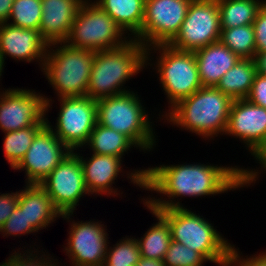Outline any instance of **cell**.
<instances>
[{
  "instance_id": "4fadbf2b",
  "label": "cell",
  "mask_w": 266,
  "mask_h": 266,
  "mask_svg": "<svg viewBox=\"0 0 266 266\" xmlns=\"http://www.w3.org/2000/svg\"><path fill=\"white\" fill-rule=\"evenodd\" d=\"M39 185L61 215L76 212L74 210L81 198L90 196L79 155L75 151H70Z\"/></svg>"
},
{
  "instance_id": "f546056e",
  "label": "cell",
  "mask_w": 266,
  "mask_h": 266,
  "mask_svg": "<svg viewBox=\"0 0 266 266\" xmlns=\"http://www.w3.org/2000/svg\"><path fill=\"white\" fill-rule=\"evenodd\" d=\"M119 240L111 246L109 243L102 265L135 266L141 258L136 238L126 235L125 238Z\"/></svg>"
},
{
  "instance_id": "9a60e30c",
  "label": "cell",
  "mask_w": 266,
  "mask_h": 266,
  "mask_svg": "<svg viewBox=\"0 0 266 266\" xmlns=\"http://www.w3.org/2000/svg\"><path fill=\"white\" fill-rule=\"evenodd\" d=\"M69 152L70 150L45 124L13 170L25 172L26 184H40Z\"/></svg>"
},
{
  "instance_id": "ba28073f",
  "label": "cell",
  "mask_w": 266,
  "mask_h": 266,
  "mask_svg": "<svg viewBox=\"0 0 266 266\" xmlns=\"http://www.w3.org/2000/svg\"><path fill=\"white\" fill-rule=\"evenodd\" d=\"M130 40L107 12L92 0H85L65 43L73 48L98 52L122 47Z\"/></svg>"
},
{
  "instance_id": "ee69618b",
  "label": "cell",
  "mask_w": 266,
  "mask_h": 266,
  "mask_svg": "<svg viewBox=\"0 0 266 266\" xmlns=\"http://www.w3.org/2000/svg\"><path fill=\"white\" fill-rule=\"evenodd\" d=\"M258 149H266V138H265L264 142L260 145V147Z\"/></svg>"
},
{
  "instance_id": "8992f818",
  "label": "cell",
  "mask_w": 266,
  "mask_h": 266,
  "mask_svg": "<svg viewBox=\"0 0 266 266\" xmlns=\"http://www.w3.org/2000/svg\"><path fill=\"white\" fill-rule=\"evenodd\" d=\"M154 52L157 53L156 60H153ZM147 66L156 70L160 87L168 100L169 109L161 112L162 115L159 112V120L180 100L202 87L194 52L176 50L168 44L154 45L147 48Z\"/></svg>"
},
{
  "instance_id": "7c38bea8",
  "label": "cell",
  "mask_w": 266,
  "mask_h": 266,
  "mask_svg": "<svg viewBox=\"0 0 266 266\" xmlns=\"http://www.w3.org/2000/svg\"><path fill=\"white\" fill-rule=\"evenodd\" d=\"M73 215L74 213H67L61 216L63 220L70 222L67 243L63 246V251L70 262L69 265L102 266L110 242L107 226L96 219L75 222L71 218L74 217Z\"/></svg>"
},
{
  "instance_id": "ac0fdd59",
  "label": "cell",
  "mask_w": 266,
  "mask_h": 266,
  "mask_svg": "<svg viewBox=\"0 0 266 266\" xmlns=\"http://www.w3.org/2000/svg\"><path fill=\"white\" fill-rule=\"evenodd\" d=\"M75 152L79 155L85 185L90 196L106 195L107 197H118L119 195L121 197V191H119L118 188H115L113 184L116 183L115 180L117 181L119 176L122 175L123 177L126 172L122 167L124 162L123 158L93 153L89 154L91 157L86 156V158H84L80 152L77 150H75Z\"/></svg>"
},
{
  "instance_id": "83f0119b",
  "label": "cell",
  "mask_w": 266,
  "mask_h": 266,
  "mask_svg": "<svg viewBox=\"0 0 266 266\" xmlns=\"http://www.w3.org/2000/svg\"><path fill=\"white\" fill-rule=\"evenodd\" d=\"M42 127L30 126L4 133L3 151L10 168L14 169L19 164Z\"/></svg>"
},
{
  "instance_id": "7402d4cb",
  "label": "cell",
  "mask_w": 266,
  "mask_h": 266,
  "mask_svg": "<svg viewBox=\"0 0 266 266\" xmlns=\"http://www.w3.org/2000/svg\"><path fill=\"white\" fill-rule=\"evenodd\" d=\"M134 39L142 29L145 0H92Z\"/></svg>"
},
{
  "instance_id": "d6a6232c",
  "label": "cell",
  "mask_w": 266,
  "mask_h": 266,
  "mask_svg": "<svg viewBox=\"0 0 266 266\" xmlns=\"http://www.w3.org/2000/svg\"><path fill=\"white\" fill-rule=\"evenodd\" d=\"M37 231L31 226L27 221L24 212H22L18 207L13 211V213L7 218L3 227L0 229V234L4 237H21L29 234H34Z\"/></svg>"
},
{
  "instance_id": "3957f363",
  "label": "cell",
  "mask_w": 266,
  "mask_h": 266,
  "mask_svg": "<svg viewBox=\"0 0 266 266\" xmlns=\"http://www.w3.org/2000/svg\"><path fill=\"white\" fill-rule=\"evenodd\" d=\"M144 68H148L147 47L134 39L122 47L95 52L86 96L99 100L130 92L126 81Z\"/></svg>"
},
{
  "instance_id": "f35d334b",
  "label": "cell",
  "mask_w": 266,
  "mask_h": 266,
  "mask_svg": "<svg viewBox=\"0 0 266 266\" xmlns=\"http://www.w3.org/2000/svg\"><path fill=\"white\" fill-rule=\"evenodd\" d=\"M14 0H0V24L7 23Z\"/></svg>"
},
{
  "instance_id": "5b68a950",
  "label": "cell",
  "mask_w": 266,
  "mask_h": 266,
  "mask_svg": "<svg viewBox=\"0 0 266 266\" xmlns=\"http://www.w3.org/2000/svg\"><path fill=\"white\" fill-rule=\"evenodd\" d=\"M137 93L130 91L97 100V120L98 124L127 136L140 152L146 153L153 151L158 139L152 117Z\"/></svg>"
},
{
  "instance_id": "4dcf8cb0",
  "label": "cell",
  "mask_w": 266,
  "mask_h": 266,
  "mask_svg": "<svg viewBox=\"0 0 266 266\" xmlns=\"http://www.w3.org/2000/svg\"><path fill=\"white\" fill-rule=\"evenodd\" d=\"M163 262L165 266H204L208 261L199 252L171 240Z\"/></svg>"
},
{
  "instance_id": "603a6c76",
  "label": "cell",
  "mask_w": 266,
  "mask_h": 266,
  "mask_svg": "<svg viewBox=\"0 0 266 266\" xmlns=\"http://www.w3.org/2000/svg\"><path fill=\"white\" fill-rule=\"evenodd\" d=\"M257 74L253 59L240 58L221 78L216 88L232 101L246 99Z\"/></svg>"
},
{
  "instance_id": "f1b7e54d",
  "label": "cell",
  "mask_w": 266,
  "mask_h": 266,
  "mask_svg": "<svg viewBox=\"0 0 266 266\" xmlns=\"http://www.w3.org/2000/svg\"><path fill=\"white\" fill-rule=\"evenodd\" d=\"M41 17V0H14L7 23L39 31Z\"/></svg>"
},
{
  "instance_id": "5bb4252c",
  "label": "cell",
  "mask_w": 266,
  "mask_h": 266,
  "mask_svg": "<svg viewBox=\"0 0 266 266\" xmlns=\"http://www.w3.org/2000/svg\"><path fill=\"white\" fill-rule=\"evenodd\" d=\"M192 0H145L141 32L134 38L144 47L168 44L179 32Z\"/></svg>"
},
{
  "instance_id": "9c48e42d",
  "label": "cell",
  "mask_w": 266,
  "mask_h": 266,
  "mask_svg": "<svg viewBox=\"0 0 266 266\" xmlns=\"http://www.w3.org/2000/svg\"><path fill=\"white\" fill-rule=\"evenodd\" d=\"M59 112L55 126L46 117V124L58 139L70 150L75 151L87 144L97 120V100L88 96L57 98Z\"/></svg>"
},
{
  "instance_id": "44dd1931",
  "label": "cell",
  "mask_w": 266,
  "mask_h": 266,
  "mask_svg": "<svg viewBox=\"0 0 266 266\" xmlns=\"http://www.w3.org/2000/svg\"><path fill=\"white\" fill-rule=\"evenodd\" d=\"M194 54L201 84L210 87H216L223 75L240 59L221 41L198 49Z\"/></svg>"
},
{
  "instance_id": "e0dca14e",
  "label": "cell",
  "mask_w": 266,
  "mask_h": 266,
  "mask_svg": "<svg viewBox=\"0 0 266 266\" xmlns=\"http://www.w3.org/2000/svg\"><path fill=\"white\" fill-rule=\"evenodd\" d=\"M48 47L49 44L37 30L10 23L0 24V56L4 65L5 59L11 57L17 62H37L41 70Z\"/></svg>"
},
{
  "instance_id": "2e32d148",
  "label": "cell",
  "mask_w": 266,
  "mask_h": 266,
  "mask_svg": "<svg viewBox=\"0 0 266 266\" xmlns=\"http://www.w3.org/2000/svg\"><path fill=\"white\" fill-rule=\"evenodd\" d=\"M225 135L239 138L252 155L266 138V109L247 99L233 100Z\"/></svg>"
},
{
  "instance_id": "d590c367",
  "label": "cell",
  "mask_w": 266,
  "mask_h": 266,
  "mask_svg": "<svg viewBox=\"0 0 266 266\" xmlns=\"http://www.w3.org/2000/svg\"><path fill=\"white\" fill-rule=\"evenodd\" d=\"M262 252V253H261ZM259 254H254L248 257L240 253L239 248L233 245L230 258V266H266V250Z\"/></svg>"
},
{
  "instance_id": "6da1fadb",
  "label": "cell",
  "mask_w": 266,
  "mask_h": 266,
  "mask_svg": "<svg viewBox=\"0 0 266 266\" xmlns=\"http://www.w3.org/2000/svg\"><path fill=\"white\" fill-rule=\"evenodd\" d=\"M126 174L133 186L160 194L158 199L157 196L155 198L150 195L141 199V202L153 210L184 208L180 201L184 197H214L241 188L240 166L237 165L219 166L200 162L162 164L139 170L131 169Z\"/></svg>"
},
{
  "instance_id": "cb8c5ba5",
  "label": "cell",
  "mask_w": 266,
  "mask_h": 266,
  "mask_svg": "<svg viewBox=\"0 0 266 266\" xmlns=\"http://www.w3.org/2000/svg\"><path fill=\"white\" fill-rule=\"evenodd\" d=\"M143 205L156 217L157 222L152 224L142 237H137L140 255L147 259L163 260L172 240L170 226L157 211L149 208L144 202Z\"/></svg>"
},
{
  "instance_id": "74e56055",
  "label": "cell",
  "mask_w": 266,
  "mask_h": 266,
  "mask_svg": "<svg viewBox=\"0 0 266 266\" xmlns=\"http://www.w3.org/2000/svg\"><path fill=\"white\" fill-rule=\"evenodd\" d=\"M10 192L0 193V229L18 206L19 191Z\"/></svg>"
},
{
  "instance_id": "ab89813d",
  "label": "cell",
  "mask_w": 266,
  "mask_h": 266,
  "mask_svg": "<svg viewBox=\"0 0 266 266\" xmlns=\"http://www.w3.org/2000/svg\"><path fill=\"white\" fill-rule=\"evenodd\" d=\"M253 60L255 62L257 73L266 76V52L256 53Z\"/></svg>"
},
{
  "instance_id": "ffe728a7",
  "label": "cell",
  "mask_w": 266,
  "mask_h": 266,
  "mask_svg": "<svg viewBox=\"0 0 266 266\" xmlns=\"http://www.w3.org/2000/svg\"><path fill=\"white\" fill-rule=\"evenodd\" d=\"M23 188L19 190L17 207L24 212L27 221L37 233L61 218V213L39 184H25Z\"/></svg>"
},
{
  "instance_id": "484cf974",
  "label": "cell",
  "mask_w": 266,
  "mask_h": 266,
  "mask_svg": "<svg viewBox=\"0 0 266 266\" xmlns=\"http://www.w3.org/2000/svg\"><path fill=\"white\" fill-rule=\"evenodd\" d=\"M265 0H218L220 27L233 28L253 24Z\"/></svg>"
},
{
  "instance_id": "836d02e7",
  "label": "cell",
  "mask_w": 266,
  "mask_h": 266,
  "mask_svg": "<svg viewBox=\"0 0 266 266\" xmlns=\"http://www.w3.org/2000/svg\"><path fill=\"white\" fill-rule=\"evenodd\" d=\"M251 156L254 157L256 163L260 164V167L256 169L240 167L241 189L244 187L248 188L250 185L253 186L257 180L259 181L258 178L261 177V172L266 173V149H257Z\"/></svg>"
},
{
  "instance_id": "8fae6325",
  "label": "cell",
  "mask_w": 266,
  "mask_h": 266,
  "mask_svg": "<svg viewBox=\"0 0 266 266\" xmlns=\"http://www.w3.org/2000/svg\"><path fill=\"white\" fill-rule=\"evenodd\" d=\"M218 0H192L176 36L168 45L176 50L195 52L220 41Z\"/></svg>"
},
{
  "instance_id": "d4e9b609",
  "label": "cell",
  "mask_w": 266,
  "mask_h": 266,
  "mask_svg": "<svg viewBox=\"0 0 266 266\" xmlns=\"http://www.w3.org/2000/svg\"><path fill=\"white\" fill-rule=\"evenodd\" d=\"M133 147L138 149L127 136L97 123L84 149L89 148L93 154L111 155L124 159L125 154H128Z\"/></svg>"
},
{
  "instance_id": "277c9868",
  "label": "cell",
  "mask_w": 266,
  "mask_h": 266,
  "mask_svg": "<svg viewBox=\"0 0 266 266\" xmlns=\"http://www.w3.org/2000/svg\"><path fill=\"white\" fill-rule=\"evenodd\" d=\"M155 211L168 222L173 241L199 252L210 263L230 266L234 244L228 242L211 221L186 207Z\"/></svg>"
},
{
  "instance_id": "4316f807",
  "label": "cell",
  "mask_w": 266,
  "mask_h": 266,
  "mask_svg": "<svg viewBox=\"0 0 266 266\" xmlns=\"http://www.w3.org/2000/svg\"><path fill=\"white\" fill-rule=\"evenodd\" d=\"M220 41L239 58L253 59L256 55V41L252 24L221 28Z\"/></svg>"
},
{
  "instance_id": "7a4b0ae2",
  "label": "cell",
  "mask_w": 266,
  "mask_h": 266,
  "mask_svg": "<svg viewBox=\"0 0 266 266\" xmlns=\"http://www.w3.org/2000/svg\"><path fill=\"white\" fill-rule=\"evenodd\" d=\"M231 103L232 100L216 87L202 86L180 100L162 120L182 131L195 133L205 141L214 140L226 131Z\"/></svg>"
},
{
  "instance_id": "b9f144b4",
  "label": "cell",
  "mask_w": 266,
  "mask_h": 266,
  "mask_svg": "<svg viewBox=\"0 0 266 266\" xmlns=\"http://www.w3.org/2000/svg\"><path fill=\"white\" fill-rule=\"evenodd\" d=\"M0 266H14V261L8 257L5 262L0 263Z\"/></svg>"
},
{
  "instance_id": "d6986e66",
  "label": "cell",
  "mask_w": 266,
  "mask_h": 266,
  "mask_svg": "<svg viewBox=\"0 0 266 266\" xmlns=\"http://www.w3.org/2000/svg\"><path fill=\"white\" fill-rule=\"evenodd\" d=\"M85 0H41L40 35L50 45L67 40L76 14Z\"/></svg>"
},
{
  "instance_id": "30bf717a",
  "label": "cell",
  "mask_w": 266,
  "mask_h": 266,
  "mask_svg": "<svg viewBox=\"0 0 266 266\" xmlns=\"http://www.w3.org/2000/svg\"><path fill=\"white\" fill-rule=\"evenodd\" d=\"M4 90L0 92V130L3 133L46 124L45 116L54 103L51 97L23 87Z\"/></svg>"
},
{
  "instance_id": "8d00e7d4",
  "label": "cell",
  "mask_w": 266,
  "mask_h": 266,
  "mask_svg": "<svg viewBox=\"0 0 266 266\" xmlns=\"http://www.w3.org/2000/svg\"><path fill=\"white\" fill-rule=\"evenodd\" d=\"M254 105L264 107L266 109V76L256 74L253 81L251 91L246 98Z\"/></svg>"
},
{
  "instance_id": "60d3db41",
  "label": "cell",
  "mask_w": 266,
  "mask_h": 266,
  "mask_svg": "<svg viewBox=\"0 0 266 266\" xmlns=\"http://www.w3.org/2000/svg\"><path fill=\"white\" fill-rule=\"evenodd\" d=\"M135 266H165L163 260L147 259L141 257Z\"/></svg>"
},
{
  "instance_id": "52a82bcc",
  "label": "cell",
  "mask_w": 266,
  "mask_h": 266,
  "mask_svg": "<svg viewBox=\"0 0 266 266\" xmlns=\"http://www.w3.org/2000/svg\"><path fill=\"white\" fill-rule=\"evenodd\" d=\"M94 53L65 42L49 45L41 72L55 90L56 98L86 96Z\"/></svg>"
},
{
  "instance_id": "7bdbcfd3",
  "label": "cell",
  "mask_w": 266,
  "mask_h": 266,
  "mask_svg": "<svg viewBox=\"0 0 266 266\" xmlns=\"http://www.w3.org/2000/svg\"><path fill=\"white\" fill-rule=\"evenodd\" d=\"M4 66L5 65L3 64L1 56H0V78L2 76V73L4 72ZM0 80H2V79H0ZM0 90H2V87H0ZM0 92H2V91H0Z\"/></svg>"
},
{
  "instance_id": "1f68e13d",
  "label": "cell",
  "mask_w": 266,
  "mask_h": 266,
  "mask_svg": "<svg viewBox=\"0 0 266 266\" xmlns=\"http://www.w3.org/2000/svg\"><path fill=\"white\" fill-rule=\"evenodd\" d=\"M29 247L30 249H28L27 247V250L24 251L22 250V252L19 249L14 250V252L9 255V257L14 261V266H60L61 265L57 260V258L54 259V256H51L48 253V251L47 252L46 250L45 252L43 250L40 251L38 247L36 249L33 245L32 247L31 245ZM63 264L65 266L66 263Z\"/></svg>"
},
{
  "instance_id": "e575fe53",
  "label": "cell",
  "mask_w": 266,
  "mask_h": 266,
  "mask_svg": "<svg viewBox=\"0 0 266 266\" xmlns=\"http://www.w3.org/2000/svg\"><path fill=\"white\" fill-rule=\"evenodd\" d=\"M256 53L266 52V2L259 9L253 24Z\"/></svg>"
}]
</instances>
